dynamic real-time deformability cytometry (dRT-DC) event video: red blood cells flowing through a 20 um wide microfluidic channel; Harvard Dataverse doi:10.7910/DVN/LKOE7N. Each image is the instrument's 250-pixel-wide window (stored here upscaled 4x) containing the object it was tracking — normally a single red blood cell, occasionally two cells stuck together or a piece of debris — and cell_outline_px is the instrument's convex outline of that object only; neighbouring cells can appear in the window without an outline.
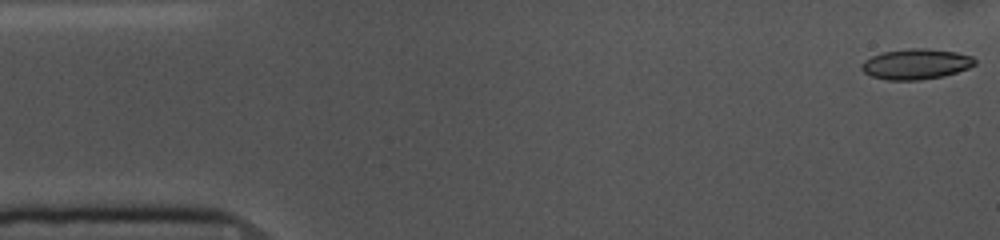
{"species": "common noctule bat (a hibernating species)", "species_latin": "Nyctalus noctula", "temperature_condition": "cold", "stored_images_in_passage": 54, "camera_frame_rate_fps": 3000, "um_per_image_px": 0.085, "animal": {"sex": "female", "body_mass_g": 10.0, "forearm_length_mm": 53.1}, "frame": {"image": 1, "passage_image": 1, "time_ms": 0.0, "image_size_px": [1000, 240], "cell_outline_px": [[976, 64], [968, 68], [944, 76], [920, 80], [888, 80], [872, 76], [864, 72], [860, 68], [860, 64], [864, 60], [872, 56], [884, 52], [912, 48], [924, 48], [956, 52], [972, 56], [976, 60]], "centroid_in_image_um": [77.86, 5.45], "position_along_channel_um": 7.1, "area_um2": 20.06}}
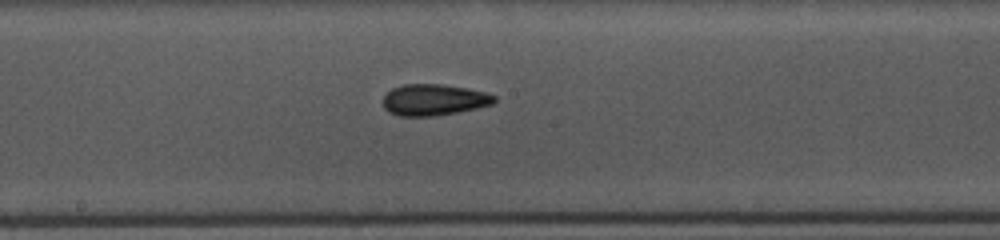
{"frame": {"image": 2, "passage_image": 27, "time_ms": 8.667, "image_size_px": [1000, 240], "cell_outline_px": [[496, 100], [492, 104], [476, 108], [436, 116], [400, 116], [388, 112], [384, 108], [384, 96], [392, 88], [404, 84], [440, 84], [468, 88], [484, 92], [496, 96]], "centroid_in_image_um": [36.87, 8.48], "position_along_channel_um": 211.3, "area_um2": 20.23}}
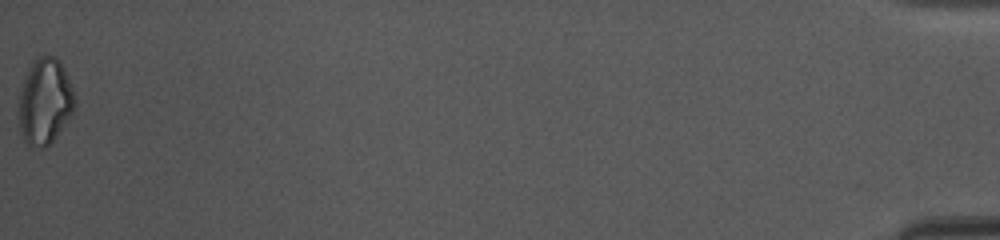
{"frame": {"image": 3, "passage_image": 54, "time_ms": 17.667, "image_size_px": [1000, 240], "cell_outline_px": [[76, 104], [72, 112], [56, 136], [44, 148], [40, 148], [28, 144], [24, 140], [20, 132], [20, 92], [28, 72], [32, 64], [40, 56], [56, 56], [60, 60], [64, 68], [76, 96]], "centroid_in_image_um": [3.85, 8.62], "position_along_channel_um": 431.4, "area_um2": 27.46}, "authors_computed_cell_mechanics": {"area_um2": 19.941, "velocity_mm_per_s": 3.6301, "shape_relaxation_time_tau1_ms": 10.5524, "shape_relaxation_time_tau2_ms": 6.2074, "deformation_change_tau1": 0.1468, "deformation_change_tau2": 0.1144}}